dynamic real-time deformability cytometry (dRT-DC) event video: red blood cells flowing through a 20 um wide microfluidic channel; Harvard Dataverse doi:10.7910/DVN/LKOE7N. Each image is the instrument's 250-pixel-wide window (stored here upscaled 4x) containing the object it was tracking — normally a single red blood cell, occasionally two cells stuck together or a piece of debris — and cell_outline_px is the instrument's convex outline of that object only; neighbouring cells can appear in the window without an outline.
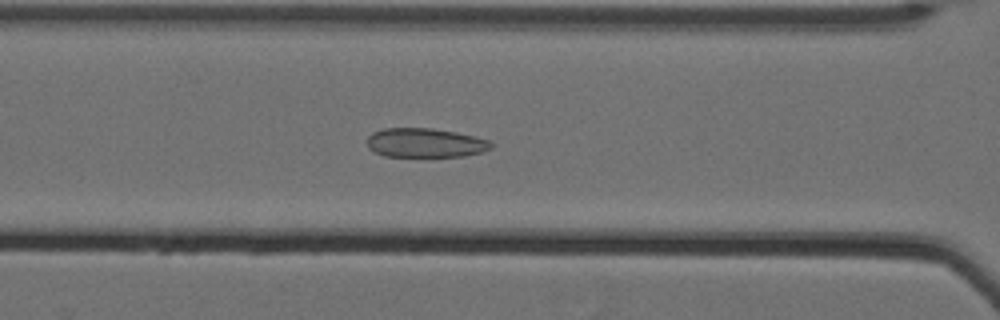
{"species": "Egyptian fruit bat (a non-hibernating species)", "species_latin": "Rousettus aegyptiacus", "temperature_condition": "cold", "stored_images_in_passage": 62, "camera_frame_rate_fps": 3000, "um_per_image_px": 0.085, "animal": {"sex": "female"}, "frame": {"image": 1, "passage_image": 31, "time_ms": 10.0, "image_size_px": [1000, 320], "cell_outline_px": [[492, 148], [480, 152], [464, 156], [384, 156], [368, 148], [368, 136], [372, 132], [384, 128], [432, 128], [456, 132], [476, 136], [488, 140], [492, 144]], "centroid_in_image_um": [36.14, 12.13], "position_along_channel_um": 130.5, "area_um2": 21.04}}
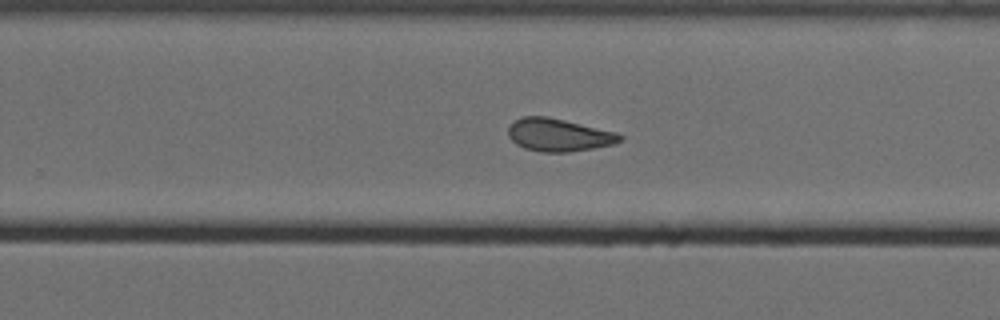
{"frame": {"image": 2, "passage_image": 44, "time_ms": 14.333, "image_size_px": [1000, 320], "cell_outline_px": [[624, 140], [612, 144], [592, 148], [568, 152], [540, 152], [524, 148], [516, 144], [508, 136], [508, 124], [524, 116], [548, 116], [616, 132], [624, 136]], "centroid_in_image_um": [47.47, 11.47], "position_along_channel_um": 282.3, "area_um2": 21.39}}
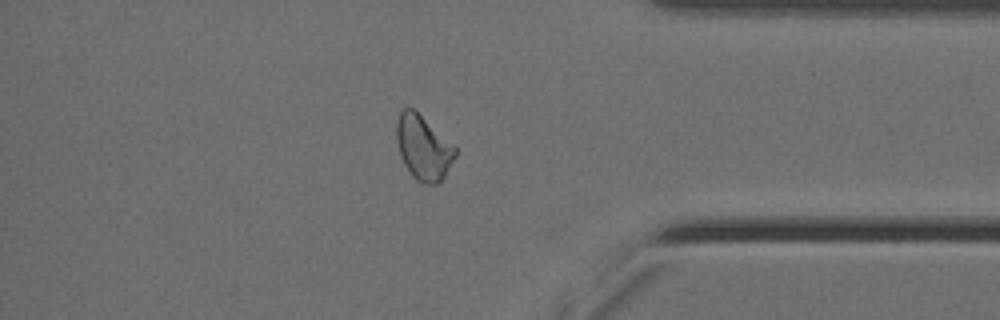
{"frame": {"image": 3, "passage_image": 55, "time_ms": 18.0, "image_size_px": [1000, 320], "cell_outline_px": [[456, 156], [440, 184], [424, 184], [416, 180], [412, 176], [404, 164], [400, 156], [396, 140], [396, 120], [400, 112], [404, 108], [412, 108], [452, 144], [456, 148]], "centroid_in_image_um": [35.96, 12.59], "position_along_channel_um": 399.2, "area_um2": 21.91}, "authors_computed_cell_mechanics": {"area_um2": 23.5535, "velocity_mm_per_s": 3.5098, "shape_relaxation_time_tau1_ms": null, "shape_relaxation_time_tau2_ms": 2.5108, "deformation_change_tau1": null, "deformation_change_tau2": 0.096}}